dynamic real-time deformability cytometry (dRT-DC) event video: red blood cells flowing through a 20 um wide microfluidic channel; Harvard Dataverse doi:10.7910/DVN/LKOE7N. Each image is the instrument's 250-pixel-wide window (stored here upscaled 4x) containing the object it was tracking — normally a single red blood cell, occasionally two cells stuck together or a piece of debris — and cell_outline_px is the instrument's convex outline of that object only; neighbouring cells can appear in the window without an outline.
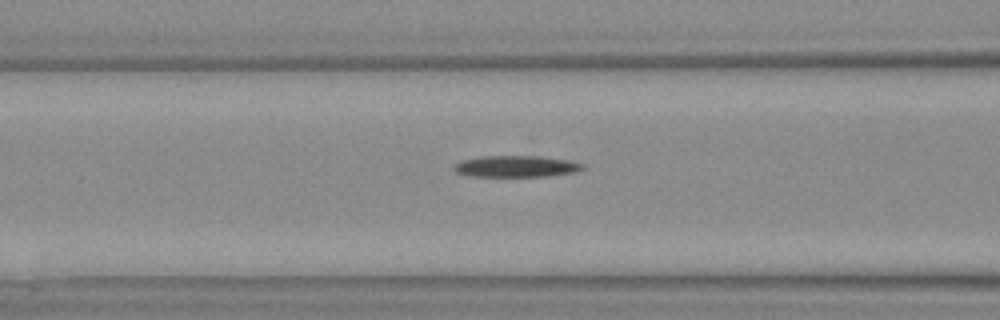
{"species": "Egyptian fruit bat (a non-hibernating species)", "species_latin": "Rousettus aegyptiacus", "temperature_condition": "warm", "stored_images_in_passage": 4, "camera_frame_rate_fps": 3000, "um_per_image_px": 0.085, "animal": {"sex": "female"}, "frame": {"image": 1, "passage_image": 4, "time_ms": 3.667, "image_size_px": [1000, 320], "cell_outline_px": [[588, 168], [576, 172], [548, 176], [468, 176], [456, 172], [452, 168], [460, 160], [484, 156], [540, 156], [572, 160], [584, 164]], "centroid_in_image_um": [43.94, 14.14], "position_along_channel_um": 122.7, "area_um2": 16.3}}